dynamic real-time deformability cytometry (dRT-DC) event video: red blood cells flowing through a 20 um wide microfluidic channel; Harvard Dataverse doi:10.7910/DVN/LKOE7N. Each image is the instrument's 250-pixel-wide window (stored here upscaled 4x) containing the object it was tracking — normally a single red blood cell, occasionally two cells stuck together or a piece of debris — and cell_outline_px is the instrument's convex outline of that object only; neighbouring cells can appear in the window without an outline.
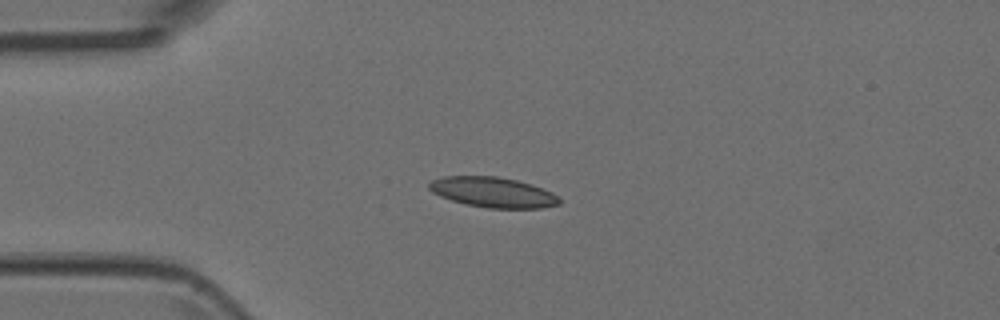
{"species": "Egyptian fruit bat (a non-hibernating species)", "species_latin": "Rousettus aegyptiacus", "temperature_condition": "room temperature", "stored_images_in_passage": 4, "camera_frame_rate_fps": 3000, "um_per_image_px": 0.085, "animal": {"sex": "female"}, "frame": {"image": 1, "passage_image": 2, "time_ms": 0.333, "image_size_px": [1000, 320], "cell_outline_px": [[560, 204], [544, 208], [488, 208], [468, 204], [452, 200], [440, 196], [432, 192], [428, 188], [428, 184], [432, 180], [444, 176], [496, 176], [516, 180], [532, 184], [552, 192], [560, 200]], "centroid_in_image_um": [41.9, 16.34], "position_along_channel_um": 43.1, "area_um2": 22.89}}
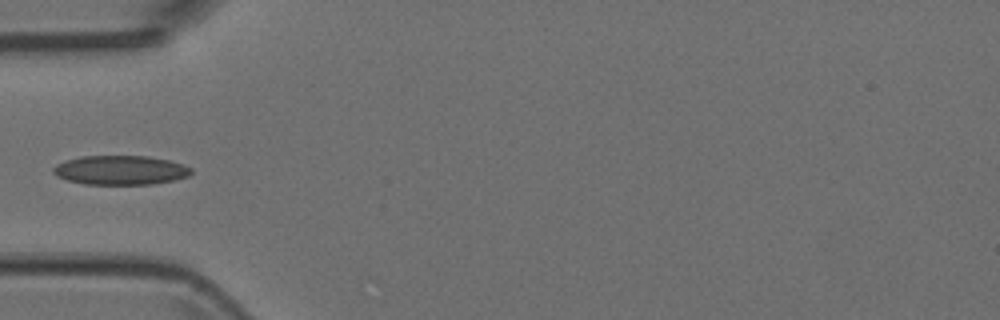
{"frame": {"image": 2, "passage_image": 3, "time_ms": 0.667, "image_size_px": [1000, 320], "cell_outline_px": [[192, 172], [188, 176], [172, 180], [152, 184], [84, 184], [68, 180], [56, 176], [52, 172], [52, 168], [56, 164], [64, 160], [80, 156], [148, 156], [168, 160], [184, 164], [192, 168]], "centroid_in_image_um": [10.21, 14.45], "position_along_channel_um": 74.8, "area_um2": 23.58}}
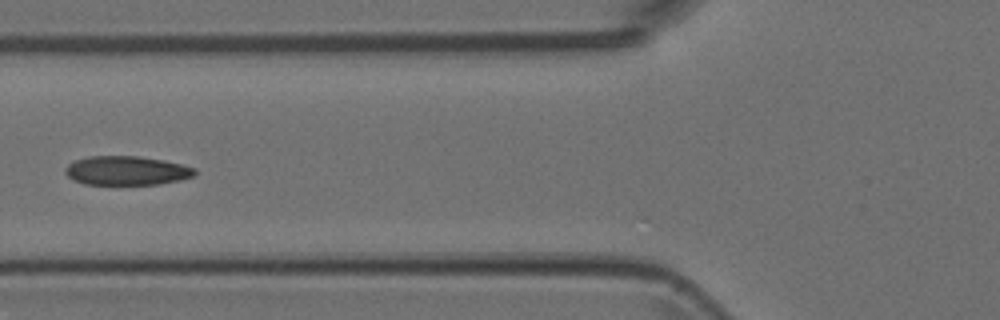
{"frame": {"image": 3, "passage_image": 4, "time_ms": 1.0, "image_size_px": [1000, 320], "cell_outline_px": [[196, 172], [192, 176], [180, 180], [160, 184], [84, 184], [72, 180], [64, 172], [64, 168], [68, 164], [76, 160], [88, 156], [136, 156], [164, 160], [196, 168]], "centroid_in_image_um": [10.73, 14.5], "position_along_channel_um": 115.1, "area_um2": 21.91}}